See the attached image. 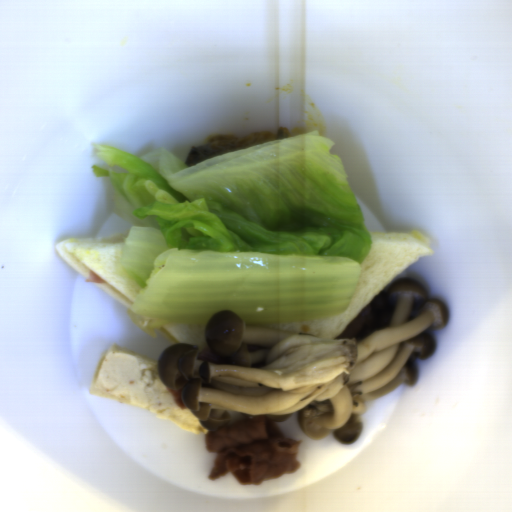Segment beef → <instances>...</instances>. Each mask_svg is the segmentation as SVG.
<instances>
[{"mask_svg": "<svg viewBox=\"0 0 512 512\" xmlns=\"http://www.w3.org/2000/svg\"><path fill=\"white\" fill-rule=\"evenodd\" d=\"M203 442L208 453H215L208 476L212 482L230 474L242 486H257L294 474L301 466V441L287 438L264 416H245L237 423L209 430Z\"/></svg>", "mask_w": 512, "mask_h": 512, "instance_id": "obj_1", "label": "beef"}, {"mask_svg": "<svg viewBox=\"0 0 512 512\" xmlns=\"http://www.w3.org/2000/svg\"><path fill=\"white\" fill-rule=\"evenodd\" d=\"M197 359L198 361H212L218 364L222 363L220 356L215 354L210 346L203 351L198 352Z\"/></svg>", "mask_w": 512, "mask_h": 512, "instance_id": "obj_2", "label": "beef"}, {"mask_svg": "<svg viewBox=\"0 0 512 512\" xmlns=\"http://www.w3.org/2000/svg\"><path fill=\"white\" fill-rule=\"evenodd\" d=\"M169 392L173 395L174 402L179 406L182 410H187L189 408L186 407V405L183 403L181 398L182 389L174 390L170 386H167Z\"/></svg>", "mask_w": 512, "mask_h": 512, "instance_id": "obj_3", "label": "beef"}]
</instances>
